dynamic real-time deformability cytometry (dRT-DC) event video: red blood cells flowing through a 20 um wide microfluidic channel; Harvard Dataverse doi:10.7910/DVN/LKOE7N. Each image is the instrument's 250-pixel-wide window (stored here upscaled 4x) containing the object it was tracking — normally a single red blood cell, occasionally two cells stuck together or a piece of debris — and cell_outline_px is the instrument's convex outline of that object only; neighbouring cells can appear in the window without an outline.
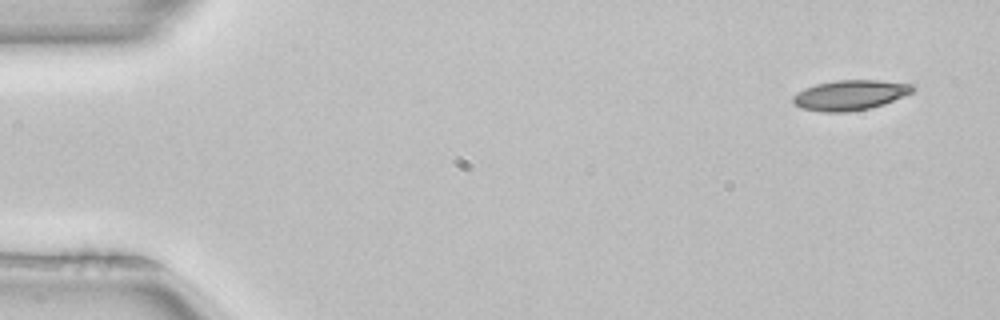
{"species": "common noctule bat (a hibernating species)", "species_latin": "Nyctalus noctula", "temperature_condition": "room temperature", "stored_images_in_passage": 4, "segment_of_instrument_passage": [2, 2], "camera_frame_rate_fps": 3000, "um_per_image_px": 0.085, "animal": {"sex": "female", "body_mass_g": 22.7, "forearm_length_mm": 54.2}, "frame": {"image": 1, "passage_image": 4, "time_ms": 1.0, "image_size_px": [1000, 320], "cell_outline_px": [[916, 88], [912, 92], [884, 104], [868, 108], [848, 112], [820, 112], [800, 108], [792, 104], [792, 96], [804, 88], [816, 84], [836, 80], [880, 80], [916, 84]], "centroid_in_image_um": [72.24, 8.08], "position_along_channel_um": 12.8, "area_um2": 21.21}}